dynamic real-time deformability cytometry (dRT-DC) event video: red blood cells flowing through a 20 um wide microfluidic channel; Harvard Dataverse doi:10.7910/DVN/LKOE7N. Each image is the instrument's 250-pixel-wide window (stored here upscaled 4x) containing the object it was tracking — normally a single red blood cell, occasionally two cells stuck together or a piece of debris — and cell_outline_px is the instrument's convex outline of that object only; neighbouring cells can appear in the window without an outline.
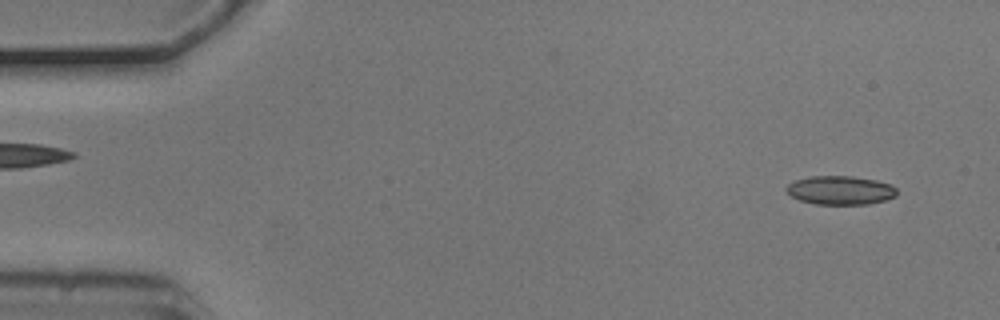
{"species": "common noctule bat (a hibernating species)", "species_latin": "Nyctalus noctula", "temperature_condition": "cold", "stored_images_in_passage": 2, "camera_frame_rate_fps": 3000, "um_per_image_px": 0.085, "animal": {"sex": "male", "body_mass_g": 20.5, "forearm_length_mm": 52.5}, "frame": {"image": 1, "passage_image": 1, "time_ms": 0.0, "image_size_px": [1000, 320], "cell_outline_px": [[896, 196], [884, 200], [868, 204], [816, 204], [800, 200], [792, 196], [784, 188], [788, 184], [796, 180], [812, 176], [852, 176], [876, 180], [892, 184], [896, 188]], "centroid_in_image_um": [71.44, 16.16], "position_along_channel_um": 13.6, "area_um2": 18.44}}